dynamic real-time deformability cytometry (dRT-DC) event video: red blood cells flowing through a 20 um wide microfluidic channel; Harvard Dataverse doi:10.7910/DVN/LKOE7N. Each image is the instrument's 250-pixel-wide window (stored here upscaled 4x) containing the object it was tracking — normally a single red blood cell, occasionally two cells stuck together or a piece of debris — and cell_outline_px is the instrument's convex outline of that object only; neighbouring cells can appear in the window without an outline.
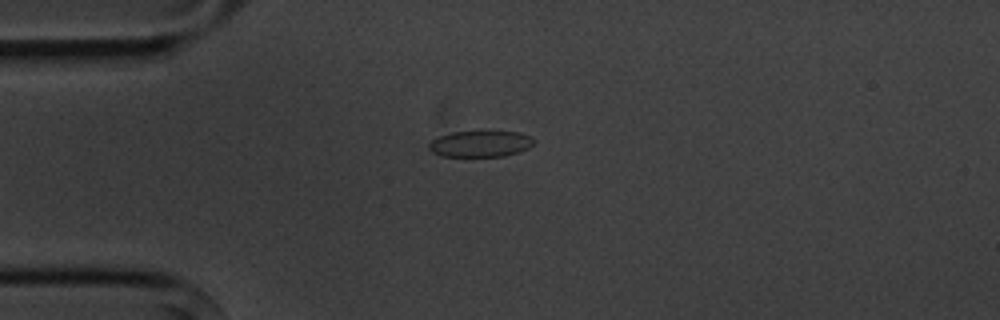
{"species": "common noctule bat (a hibernating species)", "species_latin": "Nyctalus noctula", "temperature_condition": "cold", "stored_images_in_passage": 5, "camera_frame_rate_fps": 3000, "um_per_image_px": 0.085, "animal": {"sex": "male", "body_mass_g": 20.1, "forearm_length_mm": 53.5}, "frame": {"image": 1, "passage_image": 1, "time_ms": 0.0, "image_size_px": [1000, 320], "cell_outline_px": [[536, 140], [528, 148], [504, 156], [440, 156], [432, 152], [428, 148], [428, 144], [432, 140], [440, 136], [452, 132], [520, 132], [532, 136]], "centroid_in_image_um": [40.83, 12.22], "position_along_channel_um": 44.2, "area_um2": 15.9}}
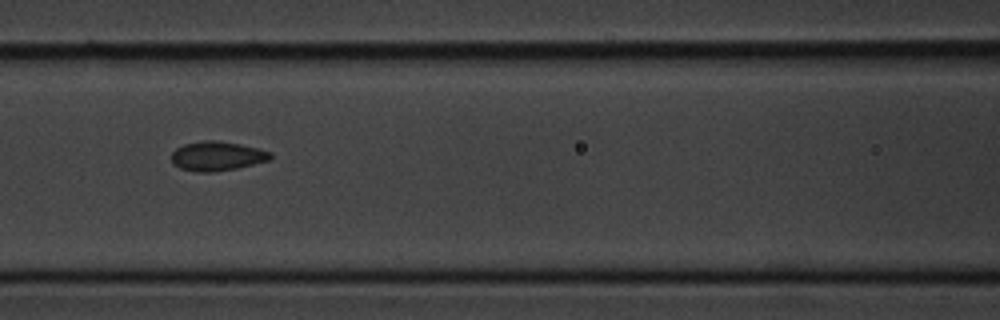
{"frame": {"image": 2, "passage_image": 4, "time_ms": 3.333, "image_size_px": [1000, 320], "cell_outline_px": [[272, 160], [236, 168], [212, 172], [196, 172], [180, 168], [172, 164], [172, 152], [176, 148], [184, 144], [204, 140], [216, 140], [240, 144], [272, 152]], "centroid_in_image_um": [18.45, 13.27], "position_along_channel_um": 148.1, "area_um2": 16.99}}
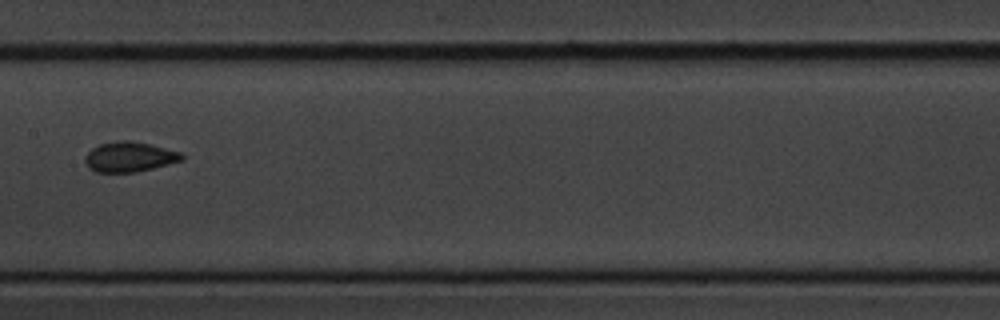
{"frame": {"image": 3, "passage_image": 5, "time_ms": 4.667, "image_size_px": [1000, 320], "cell_outline_px": [[184, 160], [136, 172], [96, 172], [88, 168], [84, 160], [88, 152], [92, 148], [100, 144], [116, 140], [128, 140], [148, 144], [184, 152]], "centroid_in_image_um": [11.02, 13.33], "position_along_channel_um": 196.4, "area_um2": 16.99}}